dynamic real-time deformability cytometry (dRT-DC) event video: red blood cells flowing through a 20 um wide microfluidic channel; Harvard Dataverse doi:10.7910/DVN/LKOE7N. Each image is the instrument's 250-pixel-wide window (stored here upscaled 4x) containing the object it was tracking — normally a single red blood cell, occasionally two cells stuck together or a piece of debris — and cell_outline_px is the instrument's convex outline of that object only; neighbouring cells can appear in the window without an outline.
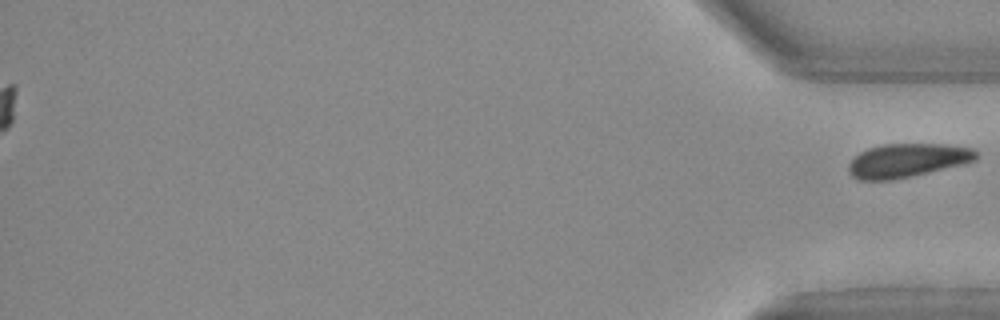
{"species": "Egyptian fruit bat (a non-hibernating species)", "species_latin": "Rousettus aegyptiacus", "temperature_condition": "warm", "stored_images_in_passage": 38, "segment_of_instrument_passage": [2, 2], "camera_frame_rate_fps": 3000, "um_per_image_px": 0.085, "animal": {"sex": "female"}, "frame": {"image": 1, "passage_image": 38, "time_ms": 12.333, "image_size_px": [1000, 320], "cell_outline_px": [[980, 156], [976, 160], [964, 164], [908, 176], [888, 180], [860, 180], [852, 176], [848, 172], [848, 164], [860, 152], [868, 148], [884, 144], [944, 144], [976, 148], [980, 152]], "centroid_in_image_um": [77.17, 13.61], "position_along_channel_um": 358.0, "area_um2": 25.09}}